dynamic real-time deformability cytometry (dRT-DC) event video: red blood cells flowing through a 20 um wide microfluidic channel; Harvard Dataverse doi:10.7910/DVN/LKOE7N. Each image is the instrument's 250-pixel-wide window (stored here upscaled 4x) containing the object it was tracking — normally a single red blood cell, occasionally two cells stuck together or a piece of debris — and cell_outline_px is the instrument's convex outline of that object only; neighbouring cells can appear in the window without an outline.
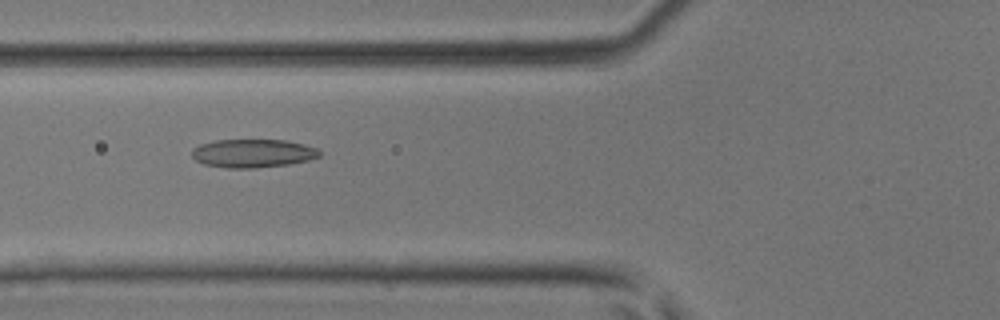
{"species": "common noctule bat (a hibernating species)", "species_latin": "Nyctalus noctula", "temperature_condition": "room temperature", "stored_images_in_passage": 46, "camera_frame_rate_fps": 3000, "um_per_image_px": 0.085, "animal": {"sex": "male", "body_mass_g": 17.9, "forearm_length_mm": 54.2}, "frame": {"image": 1, "passage_image": 18, "time_ms": 5.667, "image_size_px": [1000, 320], "cell_outline_px": [[320, 156], [308, 160], [288, 164], [256, 168], [224, 168], [204, 164], [196, 160], [192, 156], [192, 148], [200, 144], [216, 140], [284, 140], [304, 144], [316, 148], [320, 152]], "centroid_in_image_um": [21.47, 13.03], "position_along_channel_um": 104.3, "area_um2": 21.1}}
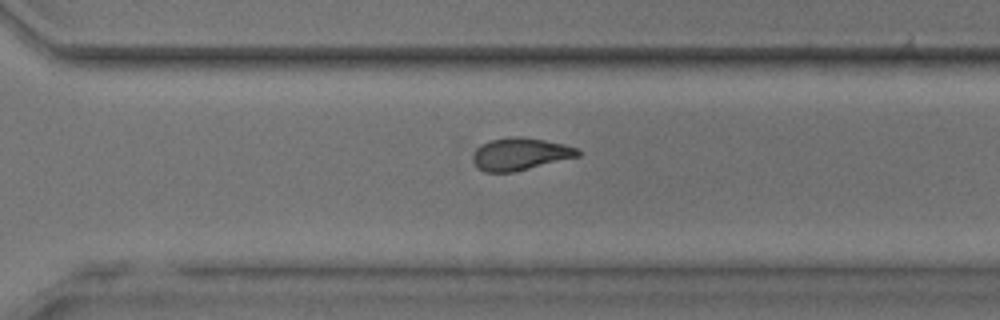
{"frame": {"image": 2, "passage_image": 33, "time_ms": 10.667, "image_size_px": [1000, 320], "cell_outline_px": [[580, 156], [512, 172], [484, 172], [476, 168], [472, 160], [472, 152], [480, 144], [492, 140], [508, 136], [516, 136], [544, 140], [564, 144], [576, 148], [580, 152]], "centroid_in_image_um": [44.15, 13.09], "position_along_channel_um": 326.5, "area_um2": 19.83}}
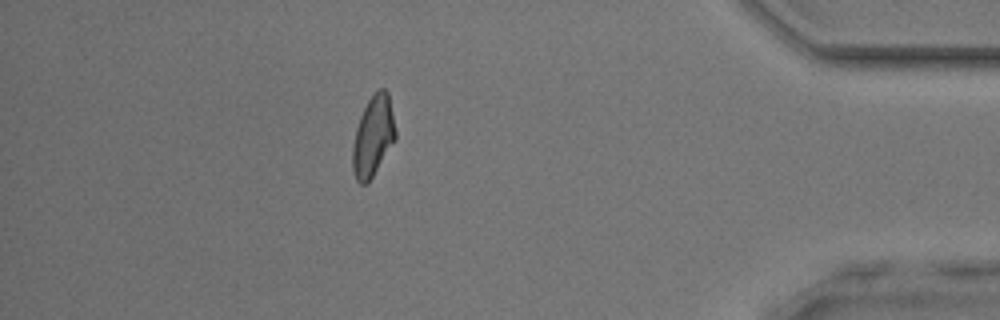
{"frame": {"image": 3, "passage_image": 41, "time_ms": 13.333, "image_size_px": [1000, 320], "cell_outline_px": [[396, 140], [368, 184], [360, 184], [356, 180], [352, 168], [352, 148], [356, 128], [360, 116], [368, 100], [380, 88], [384, 88], [388, 92], [396, 132]], "centroid_in_image_um": [31.71, 11.62], "position_along_channel_um": 403.5, "area_um2": 20.17}}